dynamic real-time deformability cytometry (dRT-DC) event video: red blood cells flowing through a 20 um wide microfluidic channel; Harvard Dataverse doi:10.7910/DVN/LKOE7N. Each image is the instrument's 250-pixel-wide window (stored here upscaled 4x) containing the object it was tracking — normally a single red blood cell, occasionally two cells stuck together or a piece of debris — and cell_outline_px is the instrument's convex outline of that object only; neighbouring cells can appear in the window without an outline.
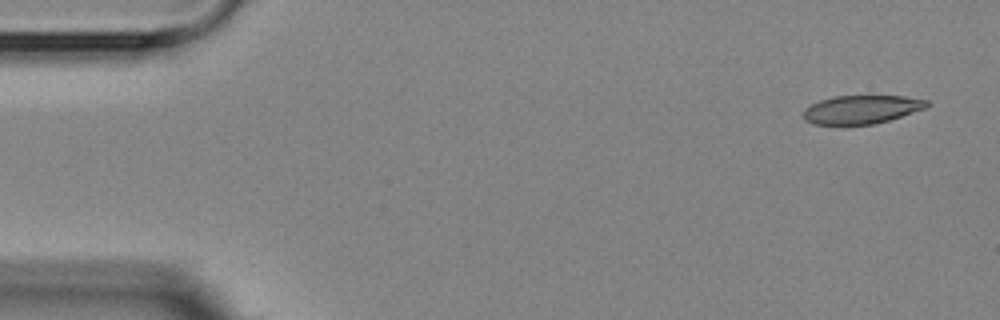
{"species": "Egyptian fruit bat (a non-hibernating species)", "species_latin": "Rousettus aegyptiacus", "temperature_condition": "room temperature", "stored_images_in_passage": 3, "camera_frame_rate_fps": 3000, "um_per_image_px": 0.085, "animal": {"sex": "female"}, "frame": {"image": 1, "passage_image": 1, "time_ms": 0.0, "image_size_px": [1000, 320], "cell_outline_px": [[928, 108], [888, 120], [872, 124], [812, 124], [804, 120], [804, 108], [820, 100], [836, 96], [904, 96], [928, 100]], "centroid_in_image_um": [73.24, 9.3], "position_along_channel_um": 11.8, "area_um2": 20.35}}